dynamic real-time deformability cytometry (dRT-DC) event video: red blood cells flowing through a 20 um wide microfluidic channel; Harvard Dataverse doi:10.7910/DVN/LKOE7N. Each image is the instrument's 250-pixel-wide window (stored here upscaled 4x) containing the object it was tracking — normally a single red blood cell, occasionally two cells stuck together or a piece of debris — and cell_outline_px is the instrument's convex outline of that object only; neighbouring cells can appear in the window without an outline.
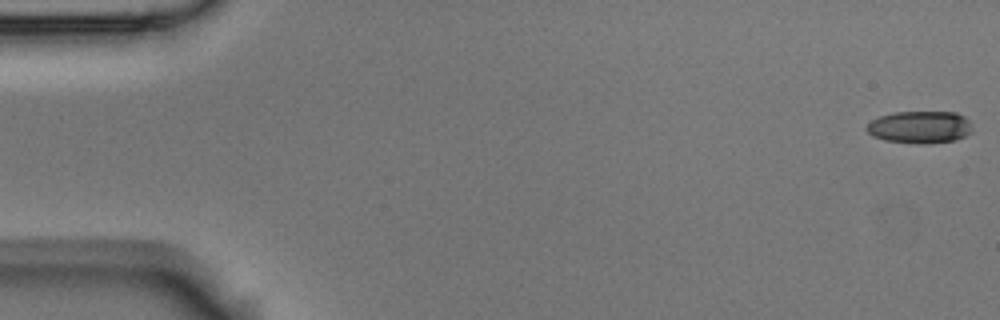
{"species": "Egyptian fruit bat (a non-hibernating species)", "species_latin": "Rousettus aegyptiacus", "temperature_condition": "room temperature", "stored_images_in_passage": 3, "camera_frame_rate_fps": 3000, "um_per_image_px": 0.085, "animal": {"sex": "male"}, "frame": {"image": 1, "passage_image": 1, "time_ms": 0.0, "image_size_px": [1000, 320], "cell_outline_px": [[972, 132], [956, 140], [884, 140], [872, 136], [864, 128], [872, 120], [880, 116], [896, 112], [956, 112], [964, 116], [972, 124]], "centroid_in_image_um": [78.2, 10.74], "position_along_channel_um": 6.8, "area_um2": 18.9}}